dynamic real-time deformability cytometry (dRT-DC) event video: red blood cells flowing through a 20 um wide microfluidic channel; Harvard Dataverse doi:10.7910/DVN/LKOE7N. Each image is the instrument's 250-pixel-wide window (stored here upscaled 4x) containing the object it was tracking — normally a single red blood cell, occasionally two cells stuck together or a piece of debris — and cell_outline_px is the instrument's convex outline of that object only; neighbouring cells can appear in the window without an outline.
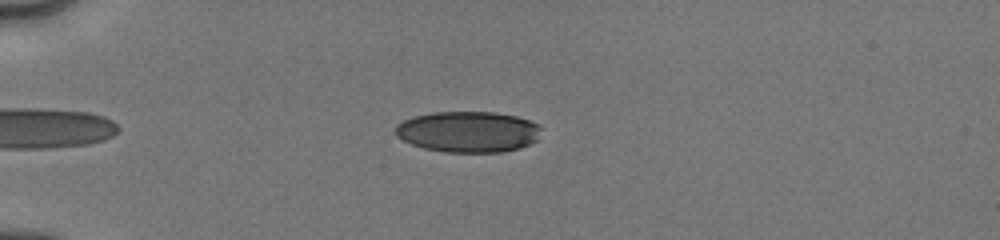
{"species": "human", "species_latin": "Homo sapiens", "temperature_condition": "cold", "stored_images_in_passage": 60, "camera_frame_rate_fps": 3000, "um_per_image_px": 0.085, "donor": {"sex": "male"}, "frame": {"image": 1, "passage_image": 11, "time_ms": 2.333, "image_size_px": [1000, 240], "cell_outline_px": [[540, 128], [536, 140], [520, 148], [504, 152], [444, 152], [424, 148], [412, 144], [396, 136], [392, 132], [396, 124], [412, 116], [432, 112], [496, 112], [516, 116], [540, 124]], "centroid_in_image_um": [39.75, 11.19], "position_along_channel_um": 45.3, "area_um2": 35.03}}
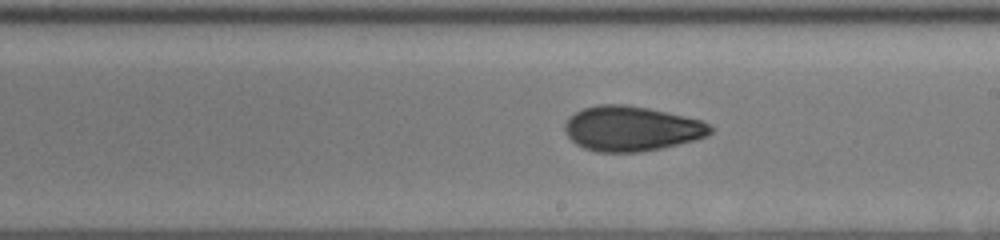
{"frame": {"image": 2, "passage_image": 34, "time_ms": 8.0, "image_size_px": [1000, 240], "cell_outline_px": [[712, 132], [708, 136], [660, 148], [640, 152], [596, 152], [584, 148], [576, 144], [568, 136], [564, 128], [564, 124], [568, 116], [584, 108], [600, 104], [624, 104], [648, 108], [684, 116], [700, 120], [708, 124], [712, 128]], "centroid_in_image_um": [53.63, 10.93], "position_along_channel_um": 235.4, "area_um2": 37.92}}
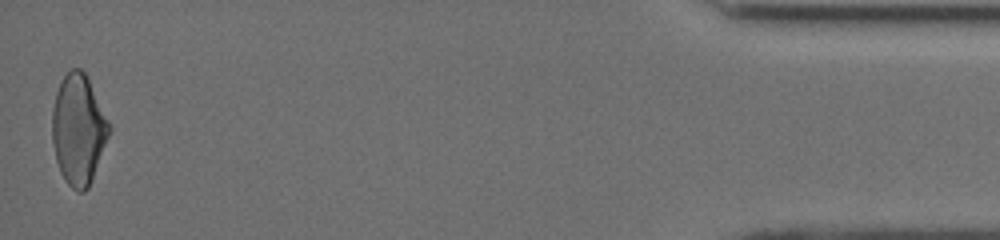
{"frame": {"image": 3, "passage_image": 59, "time_ms": 14.667, "image_size_px": [1000, 240], "cell_outline_px": [[112, 128], [88, 188], [84, 192], [76, 192], [64, 180], [60, 172], [56, 160], [52, 140], [52, 108], [56, 92], [64, 76], [72, 68], [80, 68], [84, 72]], "centroid_in_image_um": [6.65, 11.04], "position_along_channel_um": 428.6, "area_um2": 36.24}, "authors_computed_cell_mechanics": {"area_um2": 36.2406, "velocity_mm_per_s": 4.0349, "shape_relaxation_time_tau1_ms": 5.77, "shape_relaxation_time_tau2_ms": 2.4551, "deformation_change_tau1": 0.1556, "deformation_change_tau2": 0.0816}}